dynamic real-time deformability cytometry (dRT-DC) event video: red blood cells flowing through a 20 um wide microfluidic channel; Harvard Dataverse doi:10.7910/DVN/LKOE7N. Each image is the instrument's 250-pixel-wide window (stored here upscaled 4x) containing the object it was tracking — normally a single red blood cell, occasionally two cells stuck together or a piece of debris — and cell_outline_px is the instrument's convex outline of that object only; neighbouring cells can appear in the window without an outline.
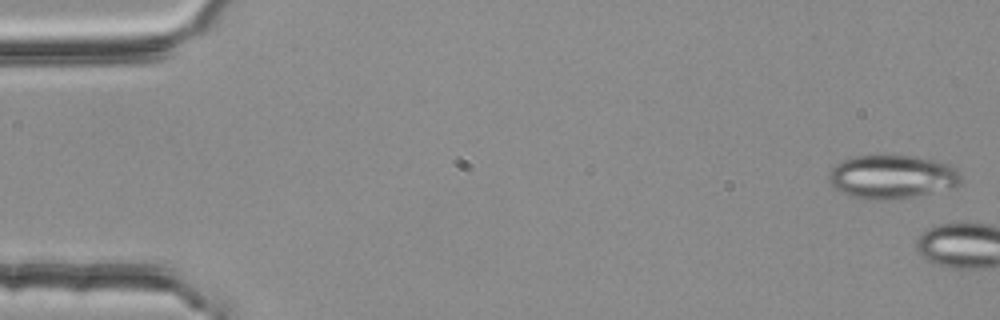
{"species": "common noctule bat (a hibernating species)", "species_latin": "Nyctalus noctula", "temperature_condition": "room temperature", "stored_images_in_passage": 5, "camera_frame_rate_fps": 3000, "um_per_image_px": 0.085, "animal": {"sex": "female", "body_mass_g": 25.1}, "frame": {"image": 1, "passage_image": 1, "time_ms": 0.0, "image_size_px": [1000, 320], "cell_outline_px": [[964, 180], [960, 184], [952, 188], [892, 200], [872, 200], [852, 196], [836, 188], [832, 184], [828, 176], [828, 172], [836, 164], [852, 156], [916, 156], [936, 160], [948, 164], [956, 168], [960, 172]], "centroid_in_image_um": [75.87, 15.02], "position_along_channel_um": 9.1, "area_um2": 33.58}}